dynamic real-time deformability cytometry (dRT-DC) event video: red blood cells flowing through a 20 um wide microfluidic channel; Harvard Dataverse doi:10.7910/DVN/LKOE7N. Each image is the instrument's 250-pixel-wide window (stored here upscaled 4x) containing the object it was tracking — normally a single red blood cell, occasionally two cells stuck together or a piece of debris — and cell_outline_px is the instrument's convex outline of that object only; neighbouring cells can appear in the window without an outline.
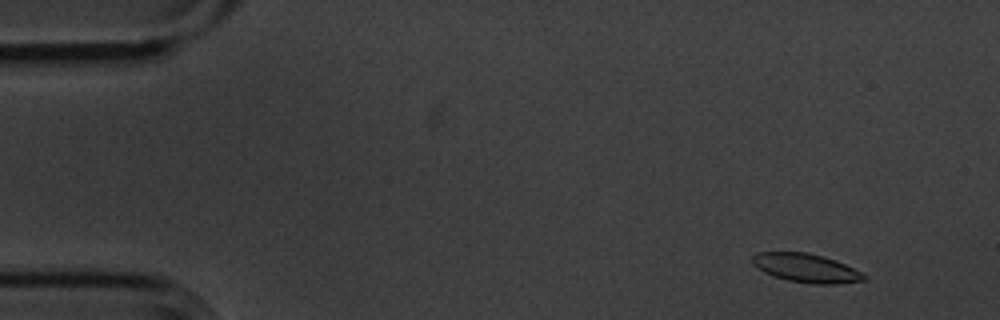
{"species": "common noctule bat (a hibernating species)", "species_latin": "Nyctalus noctula", "temperature_condition": "cold", "stored_images_in_passage": 55, "segment_of_instrument_passage": [1, 2], "camera_frame_rate_fps": 3000, "um_per_image_px": 0.085, "animal": {"sex": "male", "body_mass_g": 20.1, "forearm_length_mm": 53.5}, "frame": {"image": 1, "passage_image": 4, "time_ms": 1.0, "image_size_px": [1000, 320], "cell_outline_px": [[868, 280], [836, 284], [816, 284], [788, 280], [764, 272], [752, 264], [752, 256], [756, 252], [808, 252], [824, 256], [836, 260], [868, 276]], "centroid_in_image_um": [68.54, 22.77], "position_along_channel_um": 16.5, "area_um2": 18.67}}
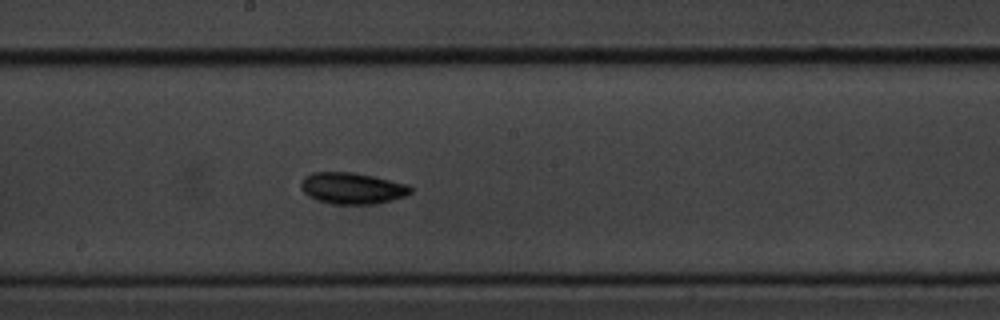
{"frame": {"image": 2, "passage_image": 29, "time_ms": 9.333, "image_size_px": [1000, 320], "cell_outline_px": [[412, 192], [404, 196], [392, 200], [376, 204], [332, 204], [316, 200], [308, 196], [300, 188], [300, 184], [304, 176], [312, 172], [352, 172], [372, 176], [408, 184], [412, 188]], "centroid_in_image_um": [29.91, 16.0], "position_along_channel_um": 218.3, "area_um2": 20.17}}
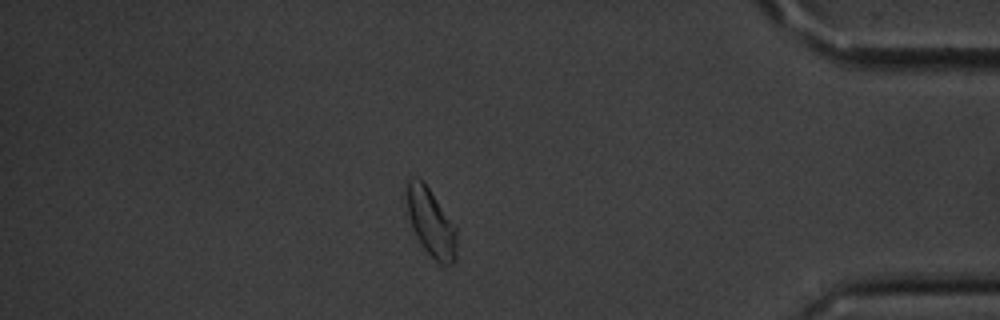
{"frame": {"image": 3, "passage_image": 47, "time_ms": 15.333, "image_size_px": [1000, 320], "cell_outline_px": [[456, 260], [452, 264], [440, 264], [420, 244], [412, 228], [404, 196], [404, 180], [412, 176], [416, 176], [424, 180], [456, 228]], "centroid_in_image_um": [36.56, 18.81], "position_along_channel_um": 398.6, "area_um2": 20.23}}